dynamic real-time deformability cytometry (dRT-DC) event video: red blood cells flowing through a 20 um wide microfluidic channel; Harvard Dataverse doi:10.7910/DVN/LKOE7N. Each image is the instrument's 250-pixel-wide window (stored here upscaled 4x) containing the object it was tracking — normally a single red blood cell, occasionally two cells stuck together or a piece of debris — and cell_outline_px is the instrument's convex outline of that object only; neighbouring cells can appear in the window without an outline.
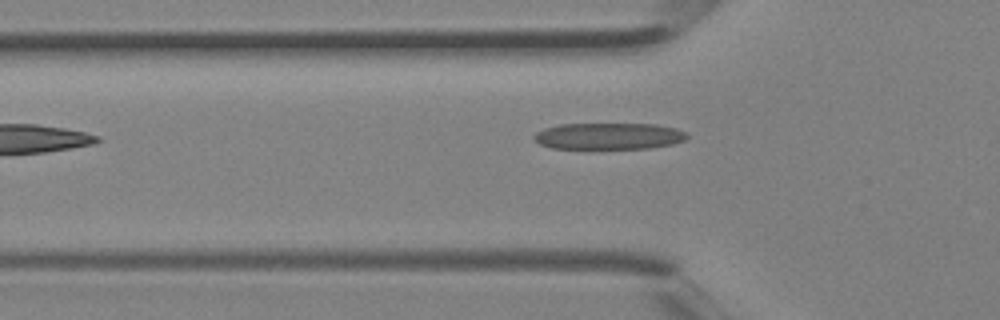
{"species": "Egyptian fruit bat (a non-hibernating species)", "species_latin": "Rousettus aegyptiacus", "temperature_condition": "room temperature", "stored_images_in_passage": 2, "camera_frame_rate_fps": 3000, "um_per_image_px": 0.085, "animal": {"sex": "female"}, "frame": {"image": 1, "passage_image": 2, "time_ms": 0.333, "image_size_px": [1000, 320], "cell_outline_px": [[688, 136], [684, 140], [672, 144], [648, 148], [552, 148], [540, 144], [532, 136], [536, 132], [544, 128], [560, 124], [656, 124], [676, 128], [688, 132]], "centroid_in_image_um": [51.76, 11.56], "position_along_channel_um": 74.0, "area_um2": 23.58}}